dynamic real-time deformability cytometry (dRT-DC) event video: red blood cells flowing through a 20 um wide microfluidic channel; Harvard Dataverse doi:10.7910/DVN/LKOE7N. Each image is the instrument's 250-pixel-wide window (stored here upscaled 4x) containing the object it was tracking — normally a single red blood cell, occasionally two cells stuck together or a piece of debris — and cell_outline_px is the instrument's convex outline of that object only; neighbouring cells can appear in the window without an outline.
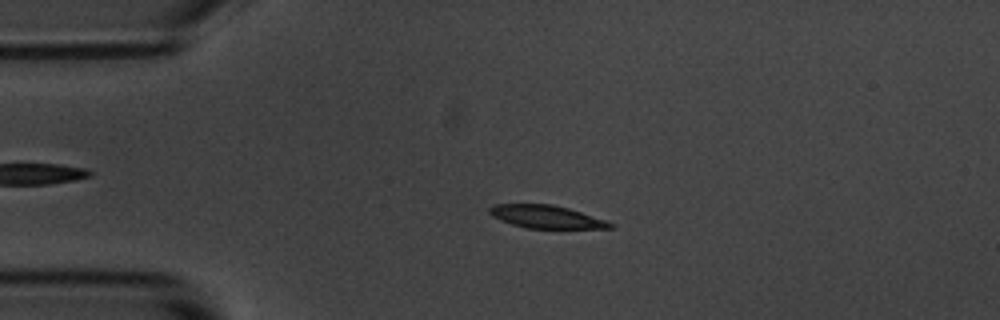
{"species": "common noctule bat (a hibernating species)", "species_latin": "Nyctalus noctula", "temperature_condition": "room temperature", "stored_images_in_passage": 54, "camera_frame_rate_fps": 3000, "um_per_image_px": 0.085, "animal": {"sex": "male", "body_mass_g": 20.1, "forearm_length_mm": 53.5}, "frame": {"image": 1, "passage_image": 12, "time_ms": 3.667, "image_size_px": [1000, 320], "cell_outline_px": [[616, 224], [612, 228], [528, 228], [512, 224], [500, 220], [492, 216], [488, 212], [488, 208], [492, 204], [552, 204], [568, 208]], "centroid_in_image_um": [46.38, 18.42], "position_along_channel_um": 38.6, "area_um2": 15.95}}
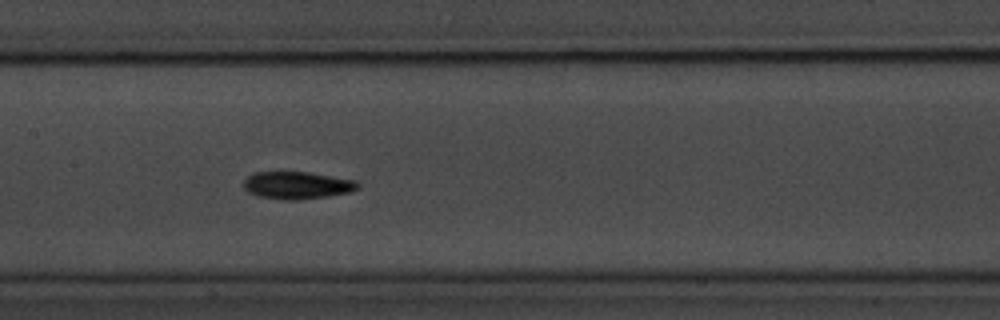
{"frame": {"image": 2, "passage_image": 26, "time_ms": 8.333, "image_size_px": [1000, 320], "cell_outline_px": [[360, 188], [352, 192], [328, 196], [300, 200], [284, 200], [260, 196], [248, 192], [244, 188], [244, 180], [252, 172], [308, 172], [356, 180], [360, 184]], "centroid_in_image_um": [25.29, 15.75], "position_along_channel_um": 182.1, "area_um2": 18.38}}
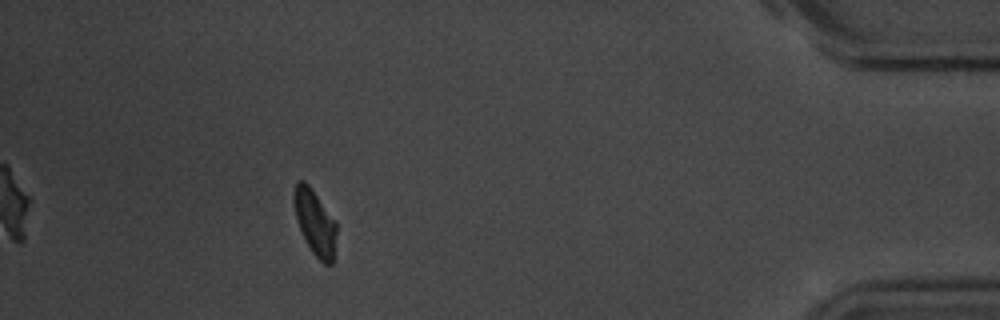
{"frame": {"image": 3, "passage_image": 49, "time_ms": 16.0, "image_size_px": [1000, 320], "cell_outline_px": [[336, 232], [332, 264], [324, 264], [312, 252], [300, 228], [296, 216], [292, 200], [292, 192], [296, 180], [304, 180], [308, 184], [336, 220]], "centroid_in_image_um": [26.75, 18.84], "position_along_channel_um": 408.4, "area_um2": 16.13}, "authors_computed_cell_mechanics": {"area_um2": 16.9354, "velocity_mm_per_s": 3.6624, "shape_relaxation_time_tau1_ms": 2.6535, "shape_relaxation_time_tau2_ms": 6.4027, "deformation_change_tau1": 0.1519, "deformation_change_tau2": 0.1114}}